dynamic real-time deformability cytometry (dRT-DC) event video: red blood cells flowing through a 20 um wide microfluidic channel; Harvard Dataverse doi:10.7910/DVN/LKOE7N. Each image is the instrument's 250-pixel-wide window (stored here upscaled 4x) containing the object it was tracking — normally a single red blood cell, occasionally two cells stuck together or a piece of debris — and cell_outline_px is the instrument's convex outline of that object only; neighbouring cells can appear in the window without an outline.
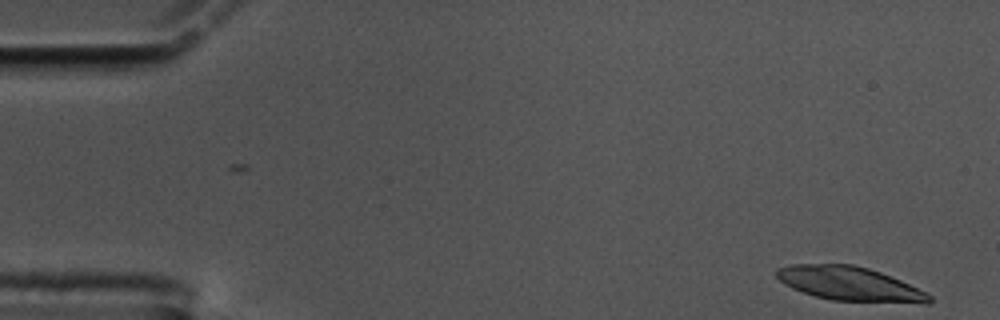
{"species": "common noctule bat (a hibernating species)", "species_latin": "Nyctalus noctula", "temperature_condition": "cold", "stored_images_in_passage": 15, "camera_frame_rate_fps": 3000, "um_per_image_px": 0.085, "animal": {"sex": "male", "body_mass_g": 17.5, "forearm_length_mm": 52.3}, "frame": {"image": 1, "passage_image": 1, "time_ms": 0.0, "image_size_px": [1000, 320], "cell_outline_px": [[932, 300], [928, 304], [924, 304], [832, 300], [816, 296], [792, 288], [784, 284], [776, 276], [776, 268], [792, 264], [852, 264], [868, 268], [880, 272], [900, 280], [928, 292], [932, 296]], "centroid_in_image_um": [72.27, 24.13], "position_along_channel_um": 12.7, "area_um2": 30.46}}